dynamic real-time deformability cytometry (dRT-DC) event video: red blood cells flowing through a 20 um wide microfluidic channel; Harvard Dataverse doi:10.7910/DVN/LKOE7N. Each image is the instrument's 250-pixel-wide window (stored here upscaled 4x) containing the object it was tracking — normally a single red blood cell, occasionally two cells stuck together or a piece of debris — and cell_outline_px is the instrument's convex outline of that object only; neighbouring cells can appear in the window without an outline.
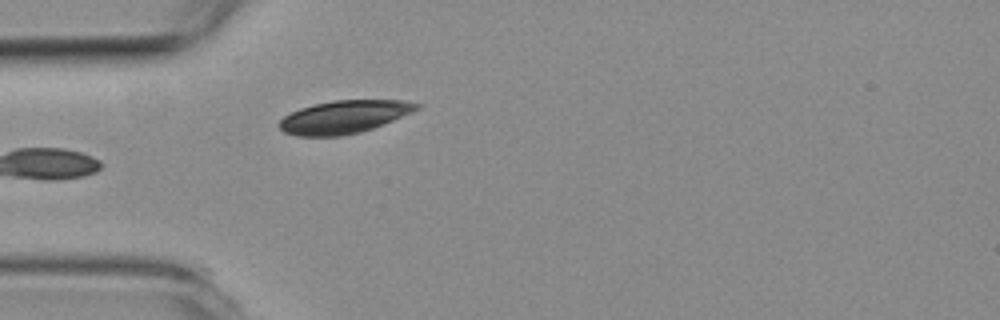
{"species": "common noctule bat (a hibernating species)", "species_latin": "Nyctalus noctula", "temperature_condition": "room temperature", "stored_images_in_passage": 3, "camera_frame_rate_fps": 3000, "um_per_image_px": 0.085, "animal": {"sex": "female", "body_mass_g": 19.3, "forearm_length_mm": 54.1}, "frame": {"image": 1, "passage_image": 3, "time_ms": 3.0, "image_size_px": [1000, 320], "cell_outline_px": [[424, 104], [420, 108], [412, 112], [372, 128], [360, 132], [340, 136], [296, 136], [284, 132], [280, 128], [280, 120], [284, 116], [300, 108], [332, 100], [404, 100]], "centroid_in_image_um": [29.26, 9.93], "position_along_channel_um": 55.7, "area_um2": 26.18}}